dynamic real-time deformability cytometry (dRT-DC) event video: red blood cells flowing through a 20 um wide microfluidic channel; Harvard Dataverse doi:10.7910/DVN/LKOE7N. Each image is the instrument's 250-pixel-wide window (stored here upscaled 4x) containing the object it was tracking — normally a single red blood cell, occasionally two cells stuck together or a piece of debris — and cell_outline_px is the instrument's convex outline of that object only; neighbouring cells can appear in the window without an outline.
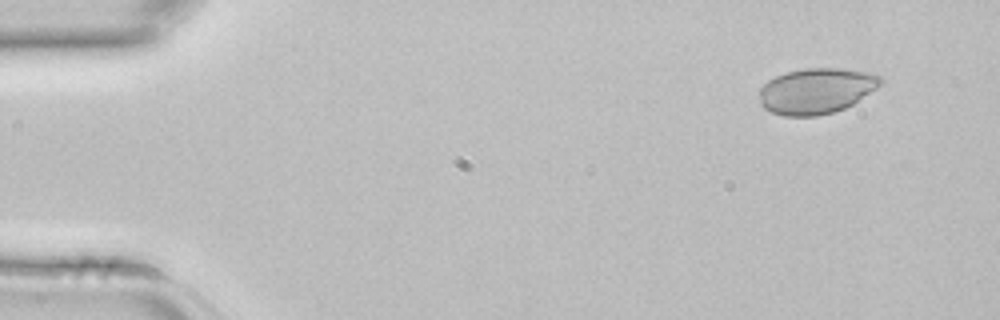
{"species": "common noctule bat (a hibernating species)", "species_latin": "Nyctalus noctula", "temperature_condition": "room temperature", "stored_images_in_passage": 3, "camera_frame_rate_fps": 3000, "um_per_image_px": 0.085, "animal": {"sex": "female", "body_mass_g": 22.7, "forearm_length_mm": 54.2}, "frame": {"image": 1, "passage_image": 1, "time_ms": 0.0, "image_size_px": [1000, 320], "cell_outline_px": [[884, 84], [852, 104], [844, 108], [832, 112], [816, 116], [784, 116], [772, 112], [764, 108], [760, 104], [760, 88], [768, 80], [776, 76], [788, 72], [804, 68], [840, 68], [876, 72], [884, 80]], "centroid_in_image_um": [69.44, 7.71], "position_along_channel_um": 15.6, "area_um2": 32.54}}
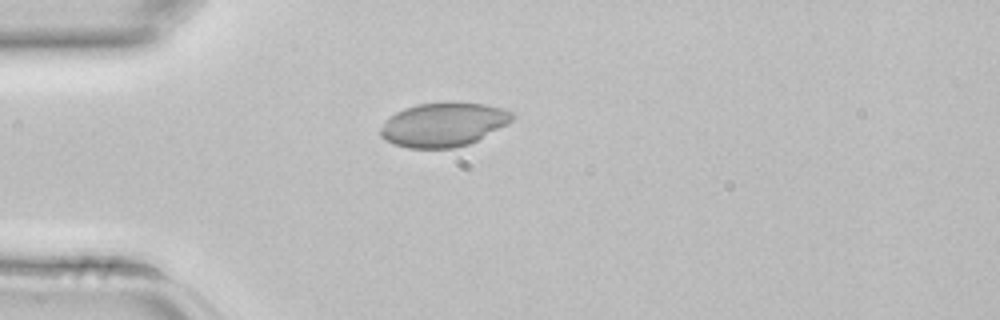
{"frame": {"image": 2, "passage_image": 3, "time_ms": 0.667, "image_size_px": [1000, 320], "cell_outline_px": [[512, 120], [508, 124], [468, 144], [452, 148], [408, 148], [392, 144], [384, 140], [380, 136], [380, 128], [384, 120], [388, 116], [404, 108], [420, 104], [484, 104], [500, 108], [512, 112]], "centroid_in_image_um": [37.61, 10.62], "position_along_channel_um": 47.4, "area_um2": 33.18}}